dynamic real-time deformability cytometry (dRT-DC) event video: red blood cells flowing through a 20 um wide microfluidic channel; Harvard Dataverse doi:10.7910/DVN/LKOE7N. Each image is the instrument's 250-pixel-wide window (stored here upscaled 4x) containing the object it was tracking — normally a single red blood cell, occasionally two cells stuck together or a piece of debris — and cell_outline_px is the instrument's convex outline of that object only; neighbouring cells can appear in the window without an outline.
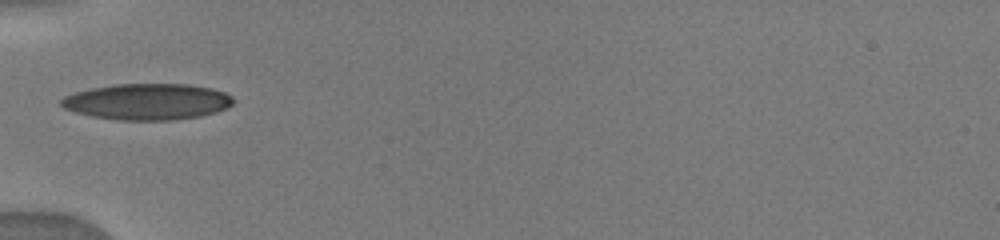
{"species": "human", "species_latin": "Homo sapiens", "temperature_condition": "warm", "stored_images_in_passage": 48, "camera_frame_rate_fps": 3000, "um_per_image_px": 0.085, "donor": {"sex": "male"}, "frame": {"image": 1, "passage_image": 1, "time_ms": 0.0, "image_size_px": [1000, 240], "cell_outline_px": [[232, 104], [228, 108], [216, 112], [200, 116], [172, 120], [116, 120], [92, 116], [76, 112], [64, 108], [60, 104], [60, 100], [64, 96], [76, 92], [92, 88], [116, 84], [192, 84], [212, 88], [224, 92], [232, 96]], "centroid_in_image_um": [12.54, 8.64], "position_along_channel_um": 72.5, "area_um2": 36.36}}
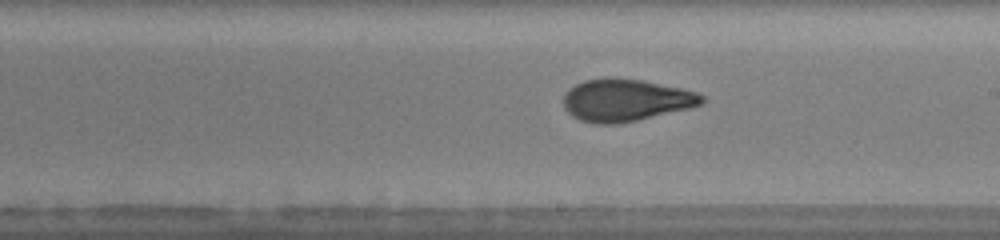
{"frame": {"image": 2, "passage_image": 18, "time_ms": 4.0, "image_size_px": [1000, 240], "cell_outline_px": [[704, 104], [688, 108], [620, 124], [592, 124], [580, 120], [572, 116], [564, 108], [564, 96], [568, 88], [584, 80], [604, 76], [616, 76], [644, 80], [680, 88], [696, 92], [704, 96]], "centroid_in_image_um": [53.15, 8.49], "position_along_channel_um": 235.9, "area_um2": 34.51}}
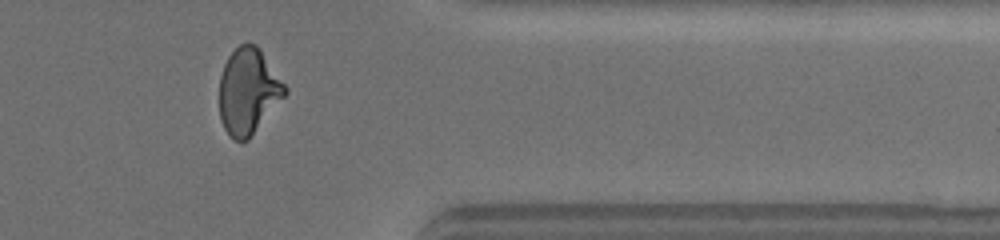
{"frame": {"image": 3, "passage_image": 36, "time_ms": 8.0, "image_size_px": [1000, 240], "cell_outline_px": [[288, 92], [248, 140], [236, 140], [228, 136], [220, 120], [220, 76], [224, 64], [228, 56], [240, 44], [256, 44], [260, 48], [288, 88]], "centroid_in_image_um": [21.11, 7.76], "position_along_channel_um": 390.3, "area_um2": 32.77}}